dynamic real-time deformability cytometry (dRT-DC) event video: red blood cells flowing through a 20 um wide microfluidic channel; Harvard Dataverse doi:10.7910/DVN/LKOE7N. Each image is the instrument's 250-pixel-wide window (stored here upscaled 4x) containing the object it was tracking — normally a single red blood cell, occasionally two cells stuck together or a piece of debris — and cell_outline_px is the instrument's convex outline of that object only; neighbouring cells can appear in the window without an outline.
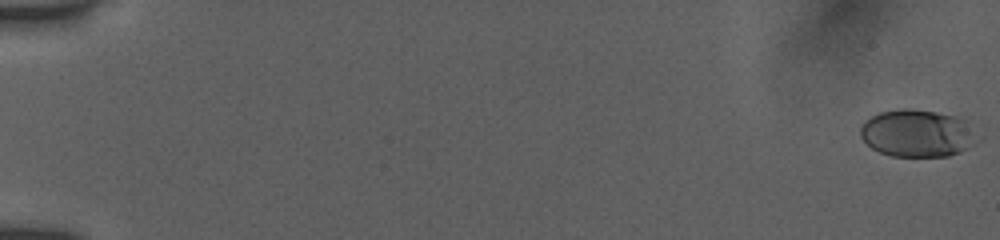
{"species": "human", "species_latin": "Homo sapiens", "temperature_condition": "room temperature", "stored_images_in_passage": 54, "camera_frame_rate_fps": 3000, "um_per_image_px": 0.085, "donor": {"sex": "female"}, "frame": {"image": 1, "passage_image": 1, "time_ms": 0.0, "image_size_px": [1000, 240], "cell_outline_px": [[964, 148], [960, 152], [948, 156], [892, 156], [880, 152], [872, 148], [860, 136], [860, 128], [872, 116], [880, 112], [904, 108], [912, 108], [936, 112], [956, 116], [964, 120]], "centroid_in_image_um": [77.72, 11.31], "position_along_channel_um": 7.3, "area_um2": 30.29}}
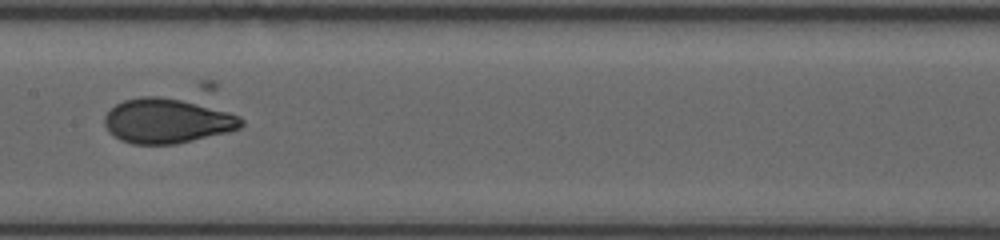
{"frame": {"image": 2, "passage_image": 30, "time_ms": 9.667, "image_size_px": [1000, 240], "cell_outline_px": [[244, 124], [240, 128], [228, 132], [176, 144], [132, 144], [120, 140], [108, 132], [104, 124], [104, 116], [116, 104], [124, 100], [140, 96], [160, 96], [180, 100], [228, 112], [240, 116], [244, 120]], "centroid_in_image_um": [14.17, 10.29], "position_along_channel_um": 193.2, "area_um2": 35.49}}
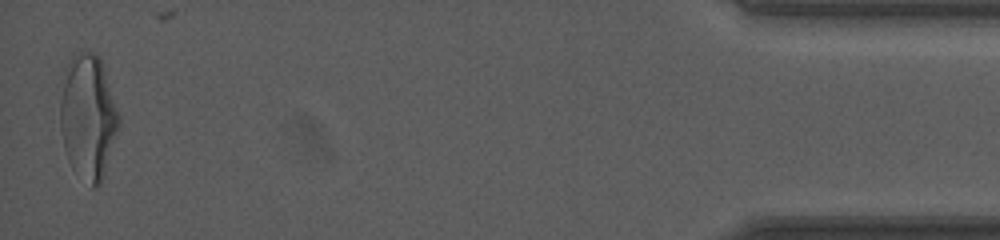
{"frame": {"image": 3, "passage_image": 54, "time_ms": 17.667, "image_size_px": [1000, 240], "cell_outline_px": [[120, 128], [104, 176], [100, 184], [92, 188], [68, 160], [64, 148], [60, 128], [60, 100], [68, 60], [76, 52], [92, 52], [100, 56], [120, 116]], "centroid_in_image_um": [7.51, 9.93], "position_along_channel_um": 427.7, "area_um2": 42.71}}